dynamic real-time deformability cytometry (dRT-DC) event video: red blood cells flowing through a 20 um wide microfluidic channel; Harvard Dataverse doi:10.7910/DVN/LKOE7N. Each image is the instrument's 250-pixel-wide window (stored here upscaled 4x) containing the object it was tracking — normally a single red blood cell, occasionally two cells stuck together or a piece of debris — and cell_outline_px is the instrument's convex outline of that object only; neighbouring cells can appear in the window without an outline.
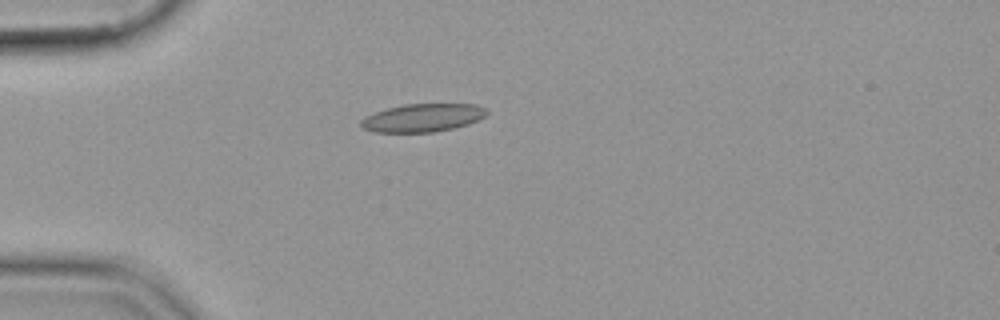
{"species": "common noctule bat (a hibernating species)", "species_latin": "Nyctalus noctula", "temperature_condition": "cold", "stored_images_in_passage": 40, "camera_frame_rate_fps": 3000, "um_per_image_px": 0.085, "animal": {"sex": "female", "body_mass_g": 19.9}, "frame": {"image": 1, "passage_image": 1, "time_ms": 0.0, "image_size_px": [1000, 320], "cell_outline_px": [[488, 112], [484, 116], [468, 124], [452, 128], [432, 132], [376, 132], [360, 128], [360, 120], [364, 116], [388, 108], [404, 104], [476, 104], [484, 108]], "centroid_in_image_um": [35.88, 10.01], "position_along_channel_um": 49.1, "area_um2": 20.46}}
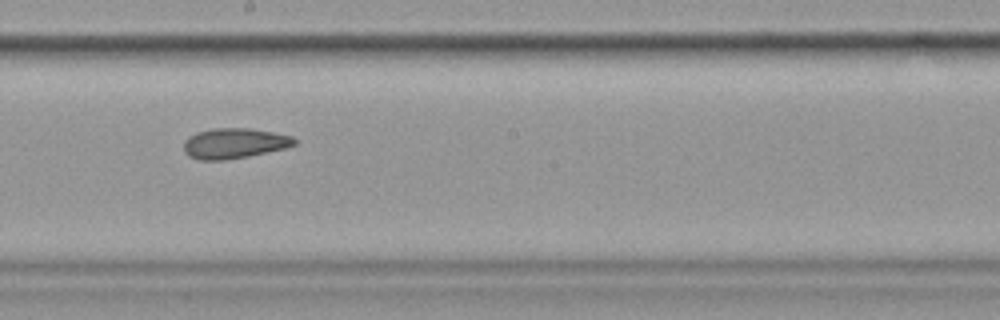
{"frame": {"image": 2, "passage_image": 17, "time_ms": 5.333, "image_size_px": [1000, 320], "cell_outline_px": [[296, 144], [288, 148], [248, 156], [224, 160], [200, 160], [188, 156], [184, 152], [184, 140], [188, 136], [196, 132], [212, 128], [252, 128], [292, 136], [296, 140]], "centroid_in_image_um": [19.9, 12.18], "position_along_channel_um": 228.3, "area_um2": 19.77}}
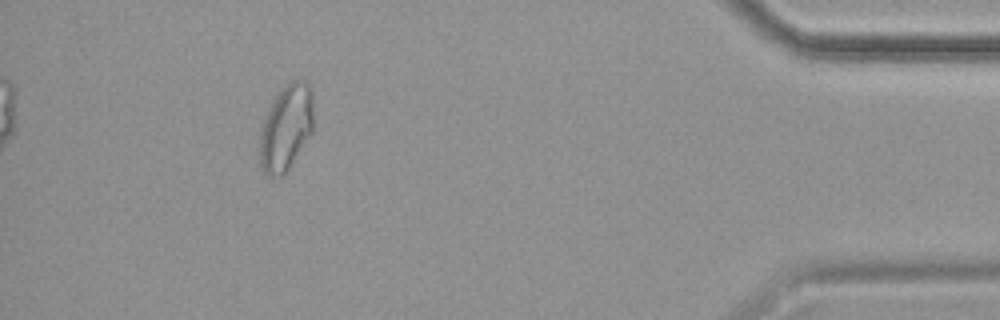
{"frame": {"image": 3, "passage_image": 36, "time_ms": 11.667, "image_size_px": [1000, 320], "cell_outline_px": [[312, 132], [288, 168], [280, 176], [268, 176], [264, 172], [260, 164], [260, 132], [268, 108], [276, 92], [292, 80], [304, 80], [308, 84], [312, 92]], "centroid_in_image_um": [24.3, 10.81], "position_along_channel_um": 410.9, "area_um2": 26.59}}